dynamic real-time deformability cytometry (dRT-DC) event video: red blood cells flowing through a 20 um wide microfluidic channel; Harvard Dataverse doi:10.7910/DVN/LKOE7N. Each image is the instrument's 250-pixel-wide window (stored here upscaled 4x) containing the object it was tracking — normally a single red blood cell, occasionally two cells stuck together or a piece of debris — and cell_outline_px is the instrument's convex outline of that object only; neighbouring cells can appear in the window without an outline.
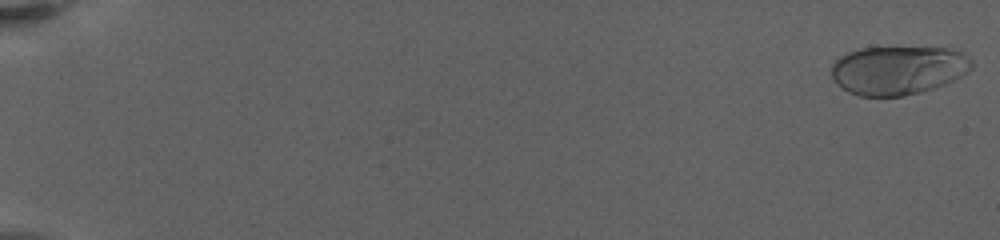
{"species": "human", "species_latin": "Homo sapiens", "temperature_condition": "warm", "stored_images_in_passage": 84, "camera_frame_rate_fps": 3000, "um_per_image_px": 0.085, "donor": {"sex": "female"}, "frame": {"image": 1, "passage_image": 1, "time_ms": 0.0, "image_size_px": [1000, 240], "cell_outline_px": [[972, 68], [960, 76], [944, 84], [920, 92], [904, 96], [860, 96], [848, 92], [836, 84], [832, 76], [832, 64], [840, 56], [848, 52], [860, 48], [960, 48], [972, 60]], "centroid_in_image_um": [76.35, 5.96], "position_along_channel_um": 8.7, "area_um2": 39.94}}
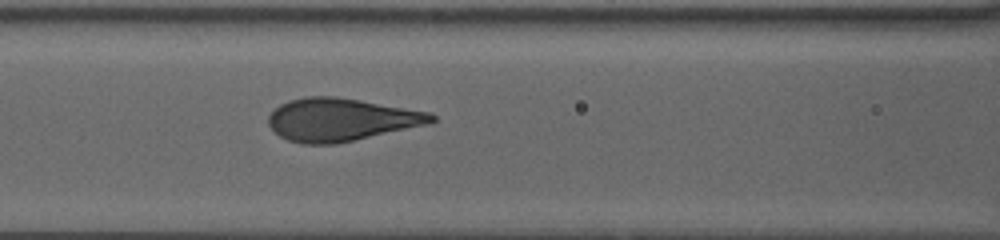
{"frame": {"image": 2, "passage_image": 40, "time_ms": 10.333, "image_size_px": [1000, 240], "cell_outline_px": [[436, 120], [432, 124], [336, 144], [304, 144], [288, 140], [280, 136], [268, 124], [268, 116], [280, 104], [288, 100], [304, 96], [336, 96], [432, 112], [436, 116]], "centroid_in_image_um": [29.03, 10.16], "position_along_channel_um": 137.6, "area_um2": 41.04}}
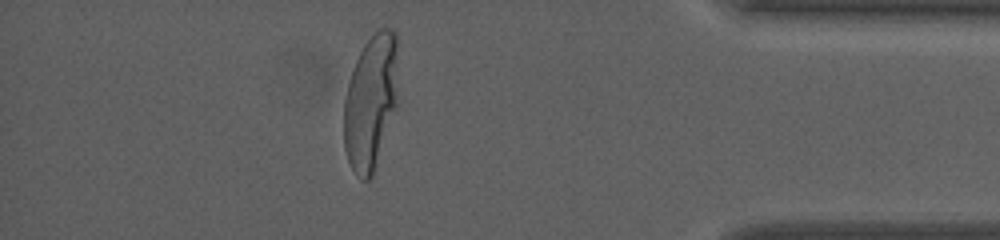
{"frame": {"image": 3, "passage_image": 74, "time_ms": 19.667, "image_size_px": [1000, 240], "cell_outline_px": [[396, 108], [372, 176], [368, 180], [364, 180], [356, 176], [348, 160], [344, 148], [344, 100], [348, 84], [356, 60], [364, 44], [380, 28], [392, 28], [396, 32]], "centroid_in_image_um": [31.49, 8.69], "position_along_channel_um": 403.7, "area_um2": 42.14}, "authors_computed_cell_mechanics": {"area_um2": 40.5756, "velocity_mm_per_s": 3.168, "shape_relaxation_time_tau1_ms": 5.9963, "shape_relaxation_time_tau2_ms": null, "deformation_change_tau1": 0.2559, "deformation_change_tau2": null}}